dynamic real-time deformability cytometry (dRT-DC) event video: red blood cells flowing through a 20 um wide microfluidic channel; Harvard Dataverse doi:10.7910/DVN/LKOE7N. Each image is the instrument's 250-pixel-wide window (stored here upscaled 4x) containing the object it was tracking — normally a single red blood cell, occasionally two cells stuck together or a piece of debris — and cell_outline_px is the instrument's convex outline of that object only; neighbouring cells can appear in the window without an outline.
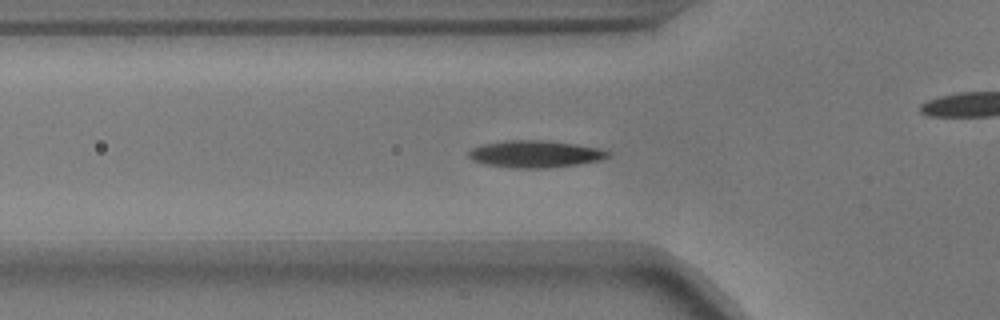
{"species": "common noctule bat (a hibernating species)", "species_latin": "Nyctalus noctula", "temperature_condition": "warm", "stored_images_in_passage": 45, "camera_frame_rate_fps": 3000, "um_per_image_px": 0.085, "animal": {"sex": "male", "body_mass_g": 17.9}, "frame": {"image": 1, "passage_image": 7, "time_ms": 2.0, "image_size_px": [1000, 320], "cell_outline_px": [[612, 156], [600, 160], [576, 164], [544, 168], [516, 168], [488, 164], [472, 160], [468, 156], [468, 152], [472, 148], [484, 144], [504, 140], [544, 140], [576, 144], [596, 148], [612, 152]], "centroid_in_image_um": [45.51, 13.08], "position_along_channel_um": 80.3, "area_um2": 21.79}}
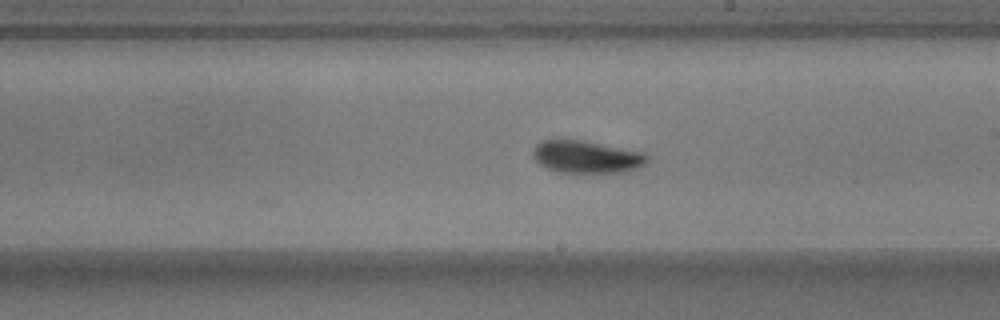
{"frame": {"image": 2, "passage_image": 20, "time_ms": 6.333, "image_size_px": [1000, 320], "cell_outline_px": [[648, 160], [644, 164], [636, 168], [616, 172], [560, 172], [548, 168], [540, 164], [532, 156], [532, 152], [536, 144], [540, 140], [584, 140], [640, 152], [648, 156]], "centroid_in_image_um": [49.79, 13.32], "position_along_channel_um": 239.2, "area_um2": 21.15}}
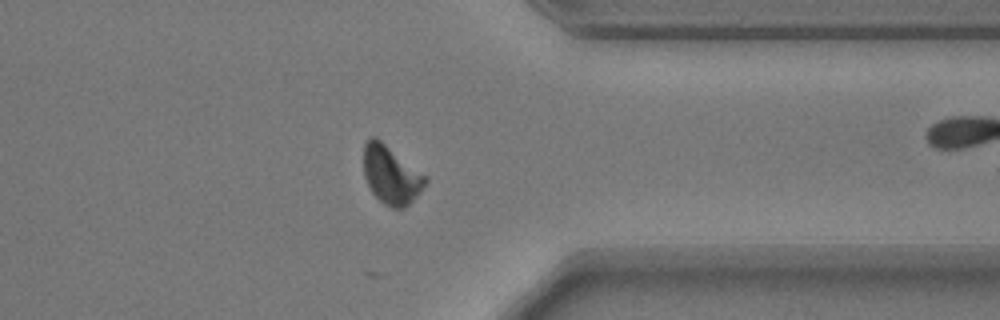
{"frame": {"image": 3, "passage_image": 32, "time_ms": 10.333, "image_size_px": [1000, 320], "cell_outline_px": [[428, 180], [420, 192], [404, 208], [392, 208], [384, 204], [372, 192], [364, 176], [364, 144], [372, 136], [376, 136], [428, 176]], "centroid_in_image_um": [33.26, 14.84], "position_along_channel_um": 378.1, "area_um2": 20.98}, "authors_computed_cell_mechanics": {"area_um2": 20.6346, "velocity_mm_per_s": 3.6558, "shape_relaxation_time_tau1_ms": 3.5055, "shape_relaxation_time_tau2_ms": 2.9374, "deformation_change_tau1": 0.1341, "deformation_change_tau2": 0.0716}}